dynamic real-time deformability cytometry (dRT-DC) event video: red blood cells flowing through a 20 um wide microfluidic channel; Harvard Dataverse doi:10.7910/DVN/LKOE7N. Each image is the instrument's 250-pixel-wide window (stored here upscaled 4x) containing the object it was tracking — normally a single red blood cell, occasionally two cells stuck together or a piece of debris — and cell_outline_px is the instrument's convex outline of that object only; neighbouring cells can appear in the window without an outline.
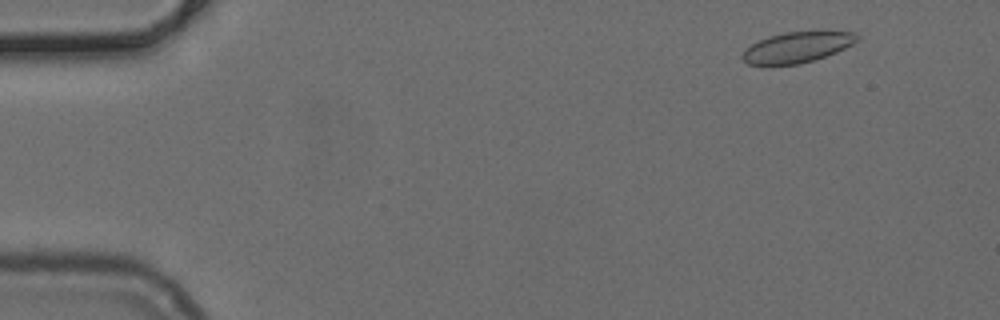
{"species": "common noctule bat (a hibernating species)", "species_latin": "Nyctalus noctula", "temperature_condition": "cold", "stored_images_in_passage": 15, "camera_frame_rate_fps": 3000, "um_per_image_px": 0.085, "animal": {"sex": "female", "body_mass_g": 24.6, "forearm_length_mm": 56.2}, "frame": {"image": 1, "passage_image": 4, "time_ms": 1.0, "image_size_px": [1000, 320], "cell_outline_px": [[860, 40], [836, 52], [800, 64], [748, 64], [740, 56], [744, 48], [768, 36], [784, 32], [856, 32], [860, 36]], "centroid_in_image_um": [67.74, 4.01], "position_along_channel_um": 17.3, "area_um2": 20.23}}